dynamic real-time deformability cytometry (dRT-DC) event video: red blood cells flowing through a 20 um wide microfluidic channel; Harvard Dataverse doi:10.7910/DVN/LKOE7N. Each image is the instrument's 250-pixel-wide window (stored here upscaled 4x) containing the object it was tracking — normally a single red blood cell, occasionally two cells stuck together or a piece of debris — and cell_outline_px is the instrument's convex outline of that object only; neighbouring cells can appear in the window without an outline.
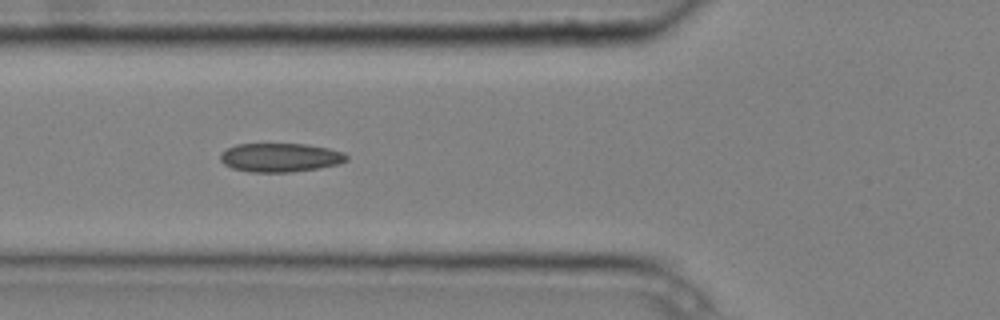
{"species": "common noctule bat (a hibernating species)", "species_latin": "Nyctalus noctula", "temperature_condition": "cold", "stored_images_in_passage": 10, "camera_frame_rate_fps": 3000, "um_per_image_px": 0.085, "animal": {"sex": "male", "body_mass_g": 20.4}, "frame": {"image": 1, "passage_image": 6, "time_ms": 1.667, "image_size_px": [1000, 320], "cell_outline_px": [[348, 160], [340, 164], [320, 168], [292, 172], [248, 172], [232, 168], [224, 164], [220, 160], [220, 156], [228, 148], [236, 144], [304, 144], [328, 148], [344, 152], [348, 156]], "centroid_in_image_um": [23.86, 13.4], "position_along_channel_um": 101.9, "area_um2": 21.27}}
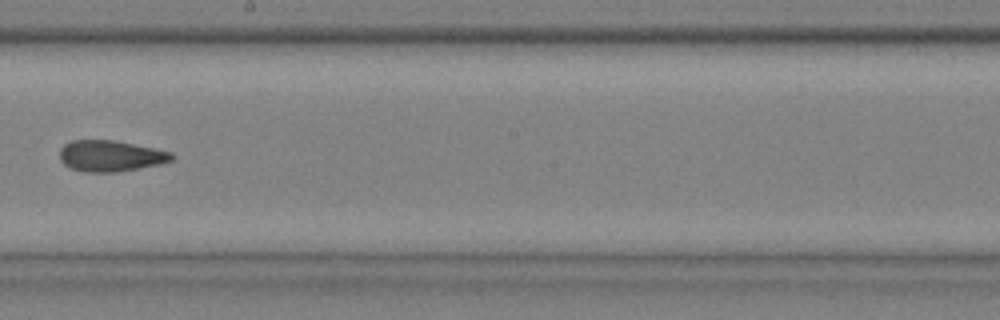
{"frame": {"image": 2, "passage_image": 9, "time_ms": 2.667, "image_size_px": [1000, 320], "cell_outline_px": [[176, 156], [172, 160], [160, 164], [116, 172], [84, 172], [72, 168], [64, 164], [60, 160], [60, 148], [64, 144], [72, 140], [112, 140], [172, 152]], "centroid_in_image_um": [9.38, 13.25], "position_along_channel_um": 238.8, "area_um2": 20.17}}
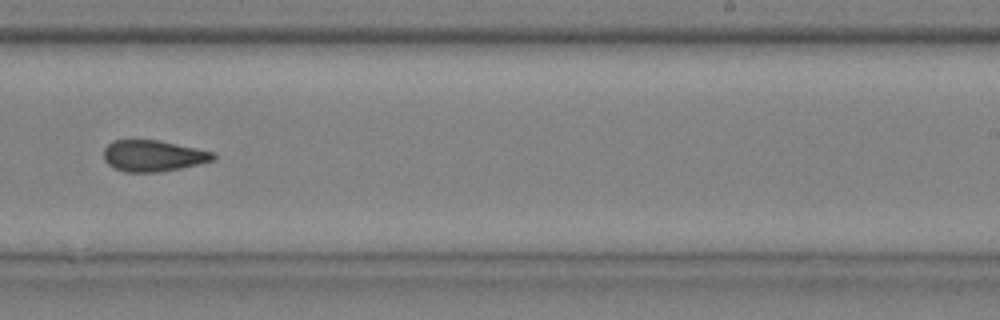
{"frame": {"image": 3, "passage_image": 10, "time_ms": 3.0, "image_size_px": [1000, 320], "cell_outline_px": [[216, 160], [180, 168], [160, 172], [124, 172], [112, 168], [104, 160], [104, 148], [112, 140], [160, 140], [196, 148], [212, 152], [216, 156]], "centroid_in_image_um": [12.99, 13.25], "position_along_channel_um": 276.0, "area_um2": 20.06}}